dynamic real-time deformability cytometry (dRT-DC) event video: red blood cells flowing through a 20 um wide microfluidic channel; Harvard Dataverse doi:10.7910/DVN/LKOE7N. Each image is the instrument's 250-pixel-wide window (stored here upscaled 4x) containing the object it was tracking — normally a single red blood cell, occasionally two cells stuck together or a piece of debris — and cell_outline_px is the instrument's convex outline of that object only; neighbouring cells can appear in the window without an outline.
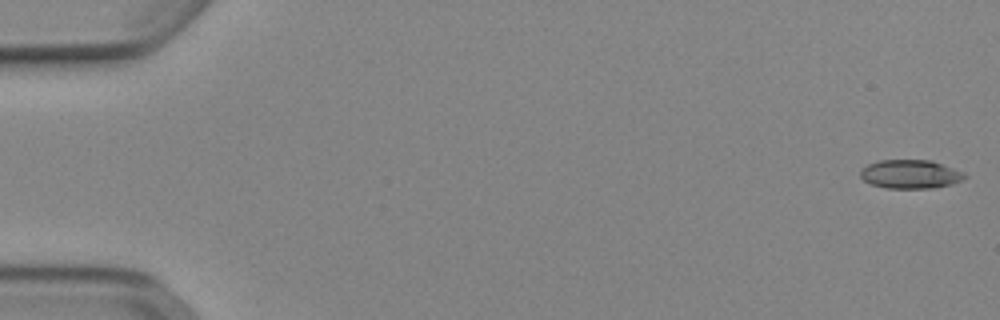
{"species": "Egyptian fruit bat (a non-hibernating species)", "species_latin": "Rousettus aegyptiacus", "temperature_condition": "cold", "stored_images_in_passage": 52, "camera_frame_rate_fps": 3000, "um_per_image_px": 0.085, "animal": {"sex": "female"}, "frame": {"image": 1, "passage_image": 1, "time_ms": 0.0, "image_size_px": [1000, 320], "cell_outline_px": [[968, 176], [964, 180], [952, 184], [932, 188], [888, 188], [872, 184], [864, 180], [860, 176], [860, 168], [868, 164], [880, 160], [932, 160], [964, 172]], "centroid_in_image_um": [77.41, 14.8], "position_along_channel_um": 7.6, "area_um2": 17.57}}
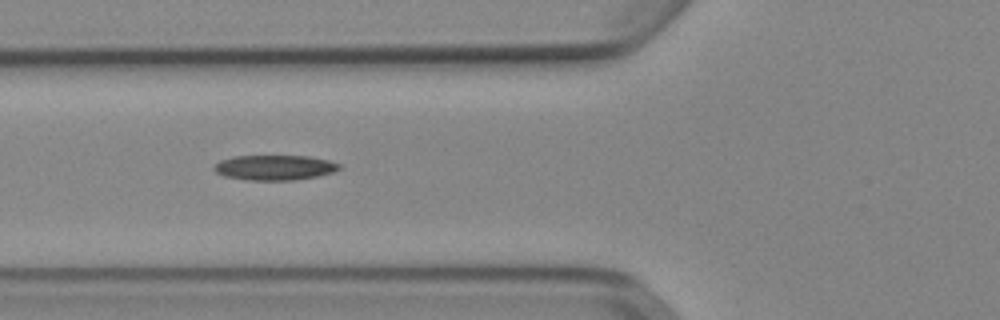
{"frame": {"image": 2, "passage_image": 20, "time_ms": 6.333, "image_size_px": [1000, 320], "cell_outline_px": [[340, 168], [332, 172], [316, 176], [292, 180], [248, 180], [224, 176], [216, 172], [212, 168], [220, 160], [232, 156], [308, 156], [328, 160], [340, 164]], "centroid_in_image_um": [23.3, 14.24], "position_along_channel_um": 102.5, "area_um2": 18.15}}
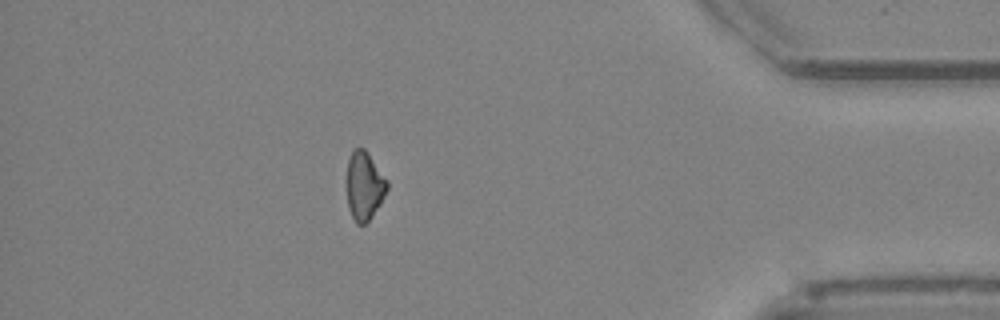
{"frame": {"image": 3, "passage_image": 46, "time_ms": 15.0, "image_size_px": [1000, 320], "cell_outline_px": [[388, 188], [380, 204], [372, 216], [364, 224], [356, 224], [348, 208], [344, 184], [348, 160], [352, 148], [364, 148], [368, 152], [388, 180]], "centroid_in_image_um": [30.92, 15.76], "position_along_channel_um": 404.3, "area_um2": 16.7}}